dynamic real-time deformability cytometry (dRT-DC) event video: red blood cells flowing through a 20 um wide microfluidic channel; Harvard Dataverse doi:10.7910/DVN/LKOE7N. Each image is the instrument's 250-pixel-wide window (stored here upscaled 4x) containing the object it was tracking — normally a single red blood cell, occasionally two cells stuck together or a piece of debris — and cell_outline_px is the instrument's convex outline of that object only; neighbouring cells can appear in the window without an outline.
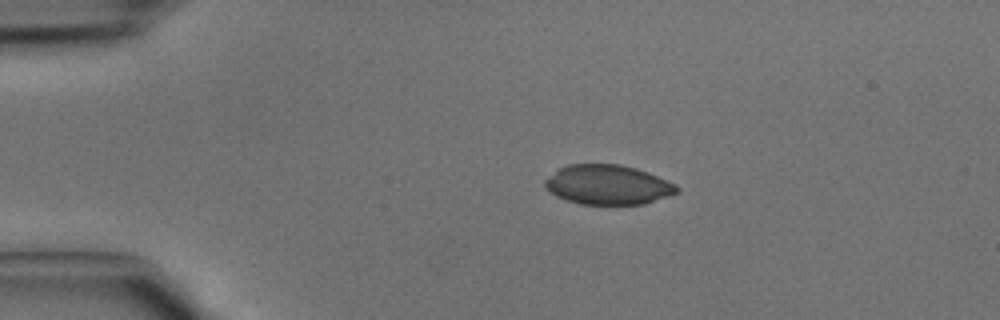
{"species": "common noctule bat (a hibernating species)", "species_latin": "Nyctalus noctula", "temperature_condition": "cold", "stored_images_in_passage": 3, "camera_frame_rate_fps": 3000, "um_per_image_px": 0.085, "animal": {"sex": "male", "body_mass_g": 15.6}, "frame": {"image": 1, "passage_image": 2, "time_ms": 0.333, "image_size_px": [1000, 320], "cell_outline_px": [[680, 192], [644, 204], [580, 204], [556, 196], [544, 188], [544, 180], [560, 168], [568, 164], [620, 164], [636, 168], [648, 172], [676, 184], [680, 188]], "centroid_in_image_um": [51.68, 15.7], "position_along_channel_um": 33.3, "area_um2": 30.52}}